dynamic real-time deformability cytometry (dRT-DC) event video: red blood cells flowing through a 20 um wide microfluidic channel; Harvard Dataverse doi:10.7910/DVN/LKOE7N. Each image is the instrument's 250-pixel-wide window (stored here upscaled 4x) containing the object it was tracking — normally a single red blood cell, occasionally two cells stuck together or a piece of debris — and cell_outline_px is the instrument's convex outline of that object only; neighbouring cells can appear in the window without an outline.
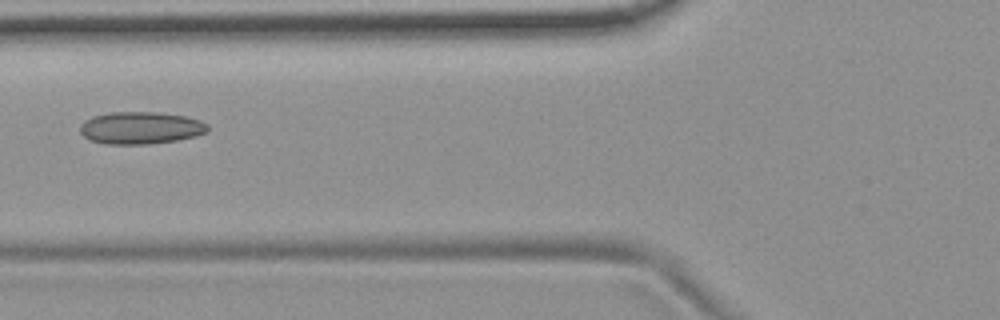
{"species": "common noctule bat (a hibernating species)", "species_latin": "Nyctalus noctula", "temperature_condition": "room temperature", "stored_images_in_passage": 5, "camera_frame_rate_fps": 3000, "um_per_image_px": 0.085, "animal": {"sex": "female", "body_mass_g": 19.9}, "frame": {"image": 1, "passage_image": 4, "time_ms": 3.667, "image_size_px": [1000, 320], "cell_outline_px": [[208, 132], [196, 136], [176, 140], [148, 144], [108, 144], [92, 140], [84, 136], [80, 132], [80, 124], [84, 120], [92, 116], [108, 112], [160, 112], [184, 116], [200, 120], [208, 124]], "centroid_in_image_um": [11.96, 10.86], "position_along_channel_um": 113.8, "area_um2": 24.1}}
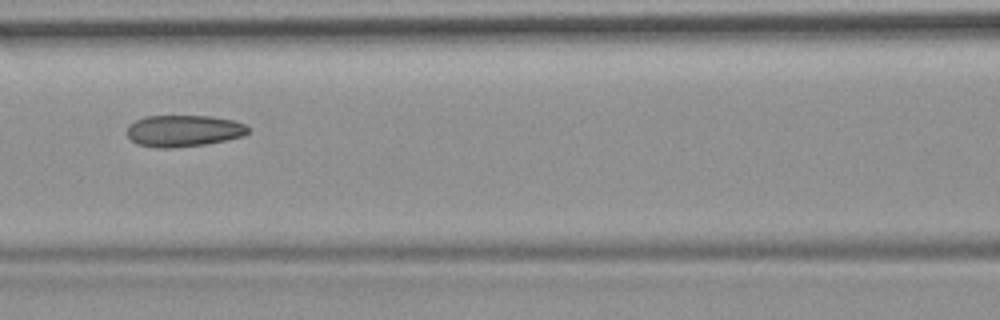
{"frame": {"image": 2, "passage_image": 5, "time_ms": 4.667, "image_size_px": [1000, 320], "cell_outline_px": [[252, 128], [244, 136], [208, 144], [172, 148], [156, 148], [136, 144], [128, 136], [128, 124], [144, 116], [212, 116], [232, 120], [244, 124]], "centroid_in_image_um": [15.62, 11.12], "position_along_channel_um": 151.0, "area_um2": 22.54}}